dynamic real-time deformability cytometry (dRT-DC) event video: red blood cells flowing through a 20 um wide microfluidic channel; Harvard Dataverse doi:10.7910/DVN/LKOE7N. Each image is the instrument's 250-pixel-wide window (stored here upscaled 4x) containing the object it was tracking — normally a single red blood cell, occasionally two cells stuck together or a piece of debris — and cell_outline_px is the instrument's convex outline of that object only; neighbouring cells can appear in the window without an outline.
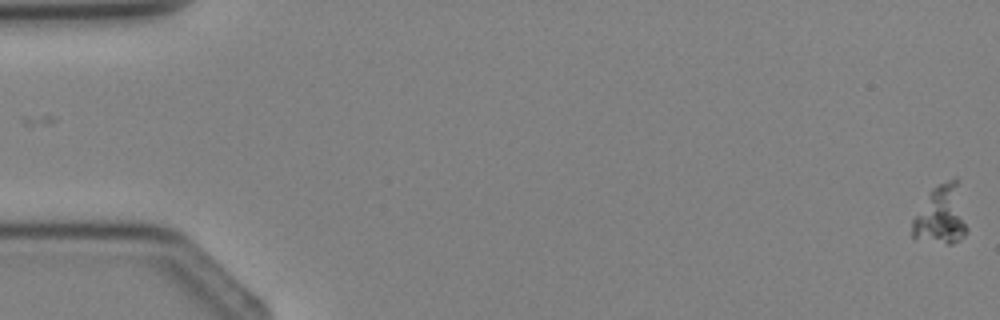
{"species": "Egyptian fruit bat (a non-hibernating species)", "species_latin": "Rousettus aegyptiacus", "temperature_condition": "cold", "stored_images_in_passage": 2, "camera_frame_rate_fps": 3000, "um_per_image_px": 0.085, "animal": {"sex": "female"}, "frame": {"image": 1, "passage_image": 2, "time_ms": 1.333, "image_size_px": [1000, 320], "cell_outline_px": [[968, 232], [964, 236], [952, 244], [948, 244], [912, 236], [912, 220], [932, 188], [956, 176], [960, 180], [968, 228]], "centroid_in_image_um": [80.08, 18.22], "position_along_channel_um": 4.9, "area_um2": 19.07}}